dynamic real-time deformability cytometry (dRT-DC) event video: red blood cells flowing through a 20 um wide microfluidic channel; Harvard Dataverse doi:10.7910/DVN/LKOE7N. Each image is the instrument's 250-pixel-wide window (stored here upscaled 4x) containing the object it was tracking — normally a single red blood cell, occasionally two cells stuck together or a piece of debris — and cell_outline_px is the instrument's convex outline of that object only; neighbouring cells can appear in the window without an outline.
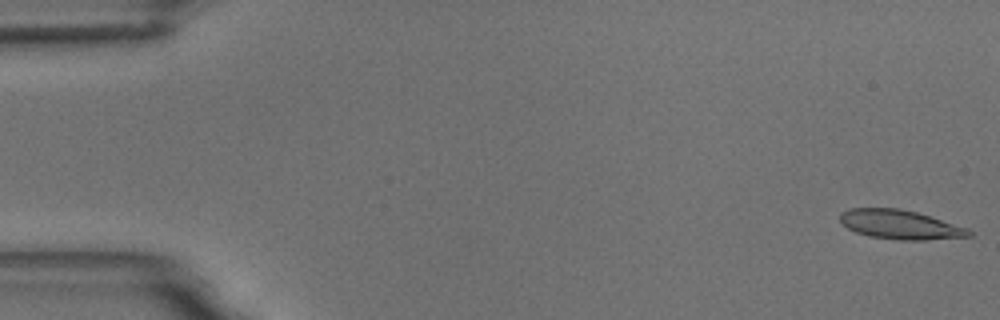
{"species": "common noctule bat (a hibernating species)", "species_latin": "Nyctalus noctula", "temperature_condition": "room temperature", "stored_images_in_passage": 58, "camera_frame_rate_fps": 3000, "um_per_image_px": 0.085, "animal": {"sex": "male", "body_mass_g": 18.8}, "frame": {"image": 1, "passage_image": 1, "time_ms": 0.0, "image_size_px": [1000, 320], "cell_outline_px": [[972, 236], [924, 240], [896, 240], [868, 236], [856, 232], [848, 228], [840, 220], [840, 212], [848, 208], [900, 208], [916, 212], [968, 228], [972, 232]], "centroid_in_image_um": [76.49, 19.09], "position_along_channel_um": 8.5, "area_um2": 21.91}}
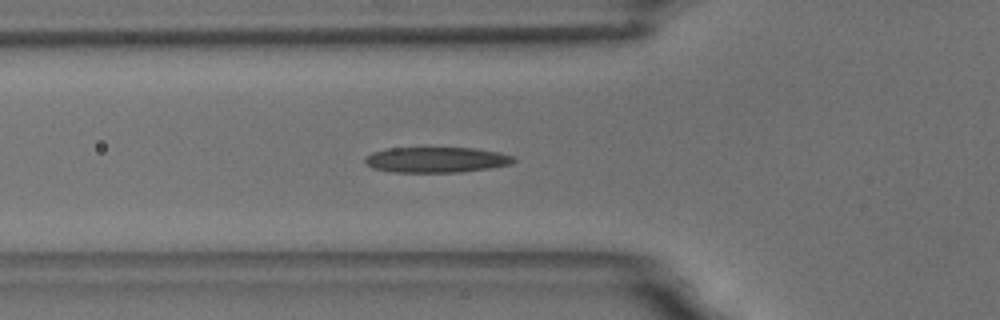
{"frame": {"image": 2, "passage_image": 20, "time_ms": 6.333, "image_size_px": [1000, 320], "cell_outline_px": [[516, 160], [512, 164], [464, 172], [392, 172], [372, 168], [364, 164], [364, 156], [372, 152], [388, 148], [472, 148], [500, 152], [512, 156]], "centroid_in_image_um": [37.04, 13.58], "position_along_channel_um": 88.8, "area_um2": 22.25}}
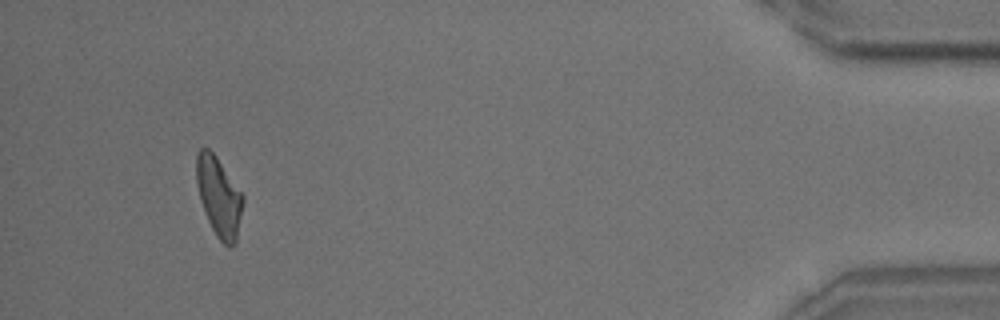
{"frame": {"image": 3, "passage_image": 54, "time_ms": 17.667, "image_size_px": [1000, 320], "cell_outline_px": [[244, 200], [236, 244], [232, 248], [228, 248], [216, 236], [208, 220], [200, 200], [196, 184], [196, 152], [200, 148], [208, 148], [216, 156], [244, 196]], "centroid_in_image_um": [18.61, 16.75], "position_along_channel_um": 416.6, "area_um2": 21.68}, "authors_computed_cell_mechanics": {"area_um2": 21.9351, "velocity_mm_per_s": 3.4929, "shape_relaxation_time_tau1_ms": 6.8836, "shape_relaxation_time_tau2_ms": 3.3469, "deformation_change_tau1": 0.179, "deformation_change_tau2": 0.1287}}